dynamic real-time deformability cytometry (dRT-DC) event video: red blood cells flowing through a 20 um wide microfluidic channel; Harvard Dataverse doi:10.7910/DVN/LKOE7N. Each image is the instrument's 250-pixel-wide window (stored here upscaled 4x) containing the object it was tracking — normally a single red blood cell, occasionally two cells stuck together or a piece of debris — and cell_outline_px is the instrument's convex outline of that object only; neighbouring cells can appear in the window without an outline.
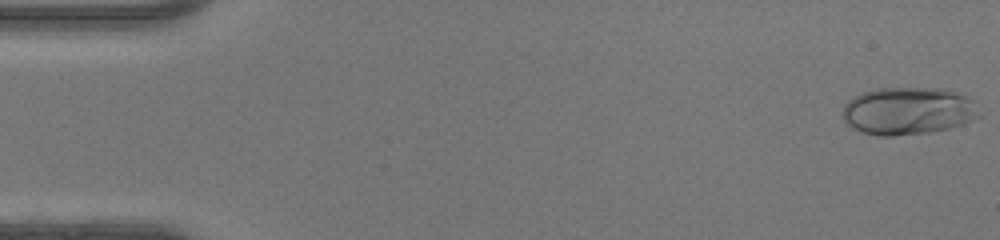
{"species": "human", "species_latin": "Homo sapiens", "temperature_condition": "warm", "stored_images_in_passage": 45, "camera_frame_rate_fps": 3000, "um_per_image_px": 0.085, "donor": {"sex": "female"}, "frame": {"image": 1, "passage_image": 1, "time_ms": 0.0, "image_size_px": [1000, 240], "cell_outline_px": [[980, 116], [972, 120], [948, 128], [932, 132], [892, 136], [880, 136], [864, 132], [852, 128], [844, 120], [844, 104], [848, 100], [860, 92], [876, 88], [948, 88], [972, 100]], "centroid_in_image_um": [77.16, 9.42], "position_along_channel_um": 7.8, "area_um2": 37.8}}
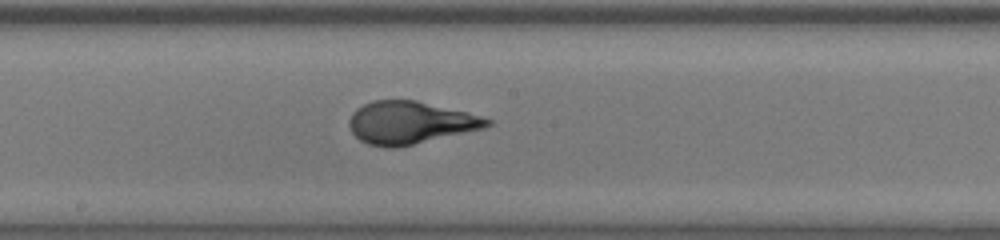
{"frame": {"image": 2, "passage_image": 26, "time_ms": 8.333, "image_size_px": [1000, 240], "cell_outline_px": [[492, 124], [484, 128], [396, 148], [384, 148], [368, 144], [360, 140], [352, 132], [348, 124], [348, 120], [352, 112], [356, 108], [372, 100], [416, 100], [468, 112], [492, 120]], "centroid_in_image_um": [34.83, 10.42], "position_along_channel_um": 213.4, "area_um2": 34.22}}
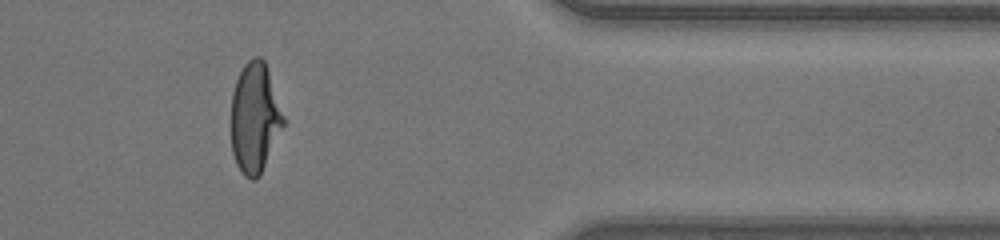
{"frame": {"image": 3, "passage_image": 40, "time_ms": 13.0, "image_size_px": [1000, 240], "cell_outline_px": [[284, 124], [260, 176], [256, 180], [252, 180], [244, 176], [236, 164], [232, 152], [232, 92], [236, 80], [244, 64], [252, 56], [260, 56], [264, 60], [284, 116]], "centroid_in_image_um": [21.65, 10.03], "position_along_channel_um": 389.8, "area_um2": 33.29}, "authors_computed_cell_mechanics": {"area_um2": 34.2176, "velocity_mm_per_s": 4.2938, "shape_relaxation_time_tau1_ms": 4.7778, "shape_relaxation_time_tau2_ms": null, "deformation_change_tau1": 0.2835, "deformation_change_tau2": null}}